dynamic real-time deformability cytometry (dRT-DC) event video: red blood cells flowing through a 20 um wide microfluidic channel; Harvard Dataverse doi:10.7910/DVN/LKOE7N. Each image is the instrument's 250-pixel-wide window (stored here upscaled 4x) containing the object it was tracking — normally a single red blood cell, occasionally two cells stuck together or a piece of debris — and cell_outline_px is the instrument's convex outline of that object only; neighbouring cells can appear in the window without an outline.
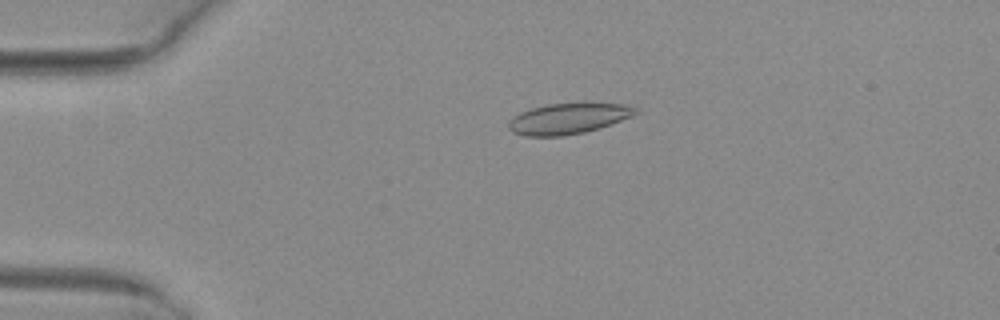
{"species": "common noctule bat (a hibernating species)", "species_latin": "Nyctalus noctula", "temperature_condition": "warm", "stored_images_in_passage": 38, "camera_frame_rate_fps": 3000, "um_per_image_px": 0.085, "animal": {"sex": "female", "body_mass_g": 29.2, "forearm_length_mm": 56.3}, "frame": {"image": 1, "passage_image": 11, "time_ms": 3.333, "image_size_px": [1000, 320], "cell_outline_px": [[640, 112], [632, 116], [600, 128], [584, 132], [564, 136], [524, 136], [512, 132], [508, 128], [508, 120], [520, 112], [532, 108], [548, 104], [584, 100], [592, 100], [628, 104], [636, 108]], "centroid_in_image_um": [48.37, 10.02], "position_along_channel_um": 36.6, "area_um2": 23.87}}
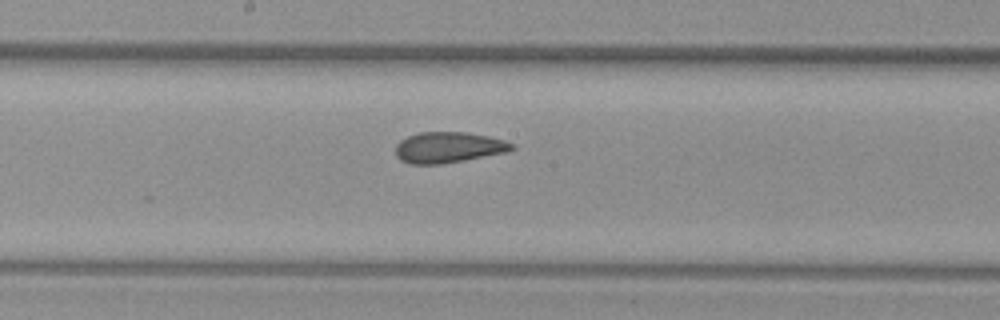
{"frame": {"image": 2, "passage_image": 27, "time_ms": 8.667, "image_size_px": [1000, 320], "cell_outline_px": [[516, 148], [504, 152], [464, 160], [440, 164], [408, 164], [400, 160], [396, 156], [396, 144], [400, 140], [408, 136], [420, 132], [468, 132], [488, 136], [504, 140], [516, 144]], "centroid_in_image_um": [38.1, 12.52], "position_along_channel_um": 210.1, "area_um2": 20.92}}
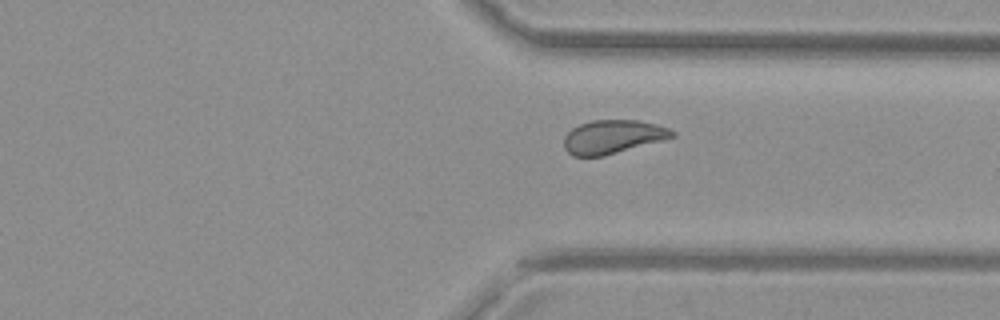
{"frame": {"image": 3, "passage_image": 38, "time_ms": 12.333, "image_size_px": [1000, 320], "cell_outline_px": [[676, 136], [664, 140], [604, 156], [572, 156], [564, 148], [564, 136], [572, 128], [580, 124], [592, 120], [636, 120], [656, 124], [668, 128], [676, 132]], "centroid_in_image_um": [52.09, 11.63], "position_along_channel_um": 359.3, "area_um2": 21.27}}